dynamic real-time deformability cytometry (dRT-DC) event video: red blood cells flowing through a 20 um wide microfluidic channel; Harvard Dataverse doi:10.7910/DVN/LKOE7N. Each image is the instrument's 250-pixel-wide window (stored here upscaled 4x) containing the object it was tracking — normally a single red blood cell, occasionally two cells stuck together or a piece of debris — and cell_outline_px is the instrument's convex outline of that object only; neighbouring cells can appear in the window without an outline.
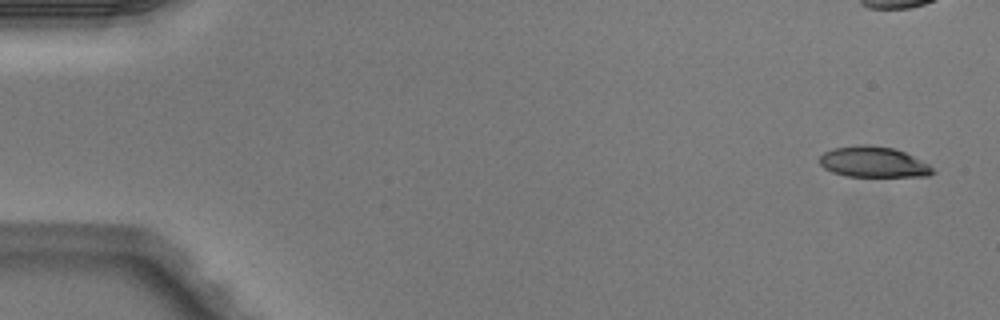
{"species": "Egyptian fruit bat (a non-hibernating species)", "species_latin": "Rousettus aegyptiacus", "temperature_condition": "warm", "stored_images_in_passage": 50, "camera_frame_rate_fps": 3000, "um_per_image_px": 0.085, "animal": {"sex": "male"}, "frame": {"image": 1, "passage_image": 1, "time_ms": 0.0, "image_size_px": [1000, 320], "cell_outline_px": [[936, 172], [928, 176], [844, 176], [832, 172], [824, 168], [816, 160], [824, 152], [832, 148], [856, 144], [868, 144], [892, 148], [904, 152], [928, 164]], "centroid_in_image_um": [74.17, 13.76], "position_along_channel_um": 10.8, "area_um2": 20.35}}
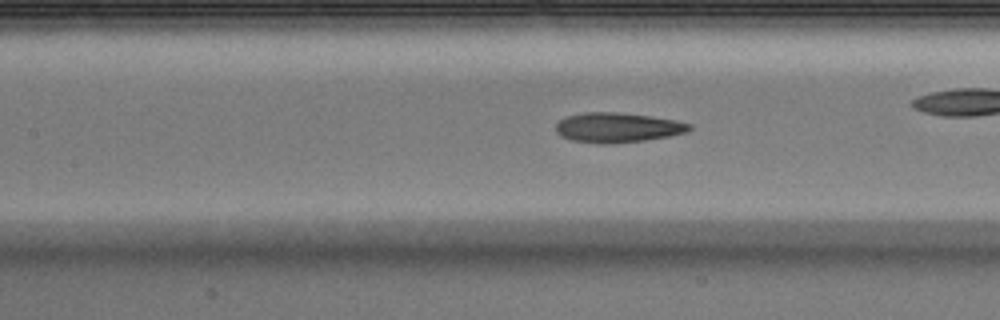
{"frame": {"image": 2, "passage_image": 22, "time_ms": 7.0, "image_size_px": [1000, 320], "cell_outline_px": [[692, 128], [688, 132], [668, 136], [644, 140], [612, 144], [600, 144], [572, 140], [560, 136], [556, 132], [556, 124], [560, 120], [568, 116], [584, 112], [616, 112], [648, 116], [676, 120], [692, 124]], "centroid_in_image_um": [52.49, 10.85], "position_along_channel_um": 154.9, "area_um2": 23.18}}
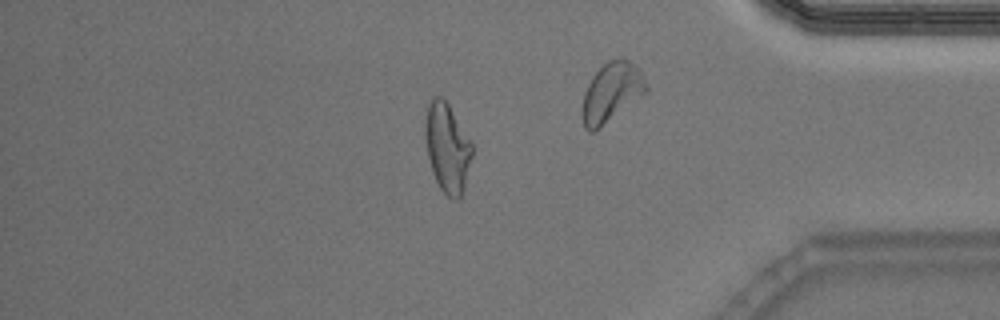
{"frame": {"image": 3, "passage_image": 42, "time_ms": 13.667, "image_size_px": [1000, 320], "cell_outline_px": [[472, 156], [464, 188], [460, 196], [456, 200], [448, 196], [440, 188], [432, 172], [428, 156], [424, 132], [424, 124], [428, 104], [436, 96], [440, 96], [448, 104], [472, 144]], "centroid_in_image_um": [38.0, 12.56], "position_along_channel_um": 397.2, "area_um2": 23.93}, "authors_computed_cell_mechanics": {"area_um2": 22.8021, "velocity_mm_per_s": 4.0588, "shape_relaxation_time_tau1_ms": 3.1293, "shape_relaxation_time_tau2_ms": 1.3982, "deformation_change_tau1": 0.1808, "deformation_change_tau2": 0.1051}}